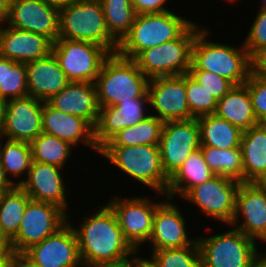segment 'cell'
Masks as SVG:
<instances>
[{
  "label": "cell",
  "mask_w": 266,
  "mask_h": 267,
  "mask_svg": "<svg viewBox=\"0 0 266 267\" xmlns=\"http://www.w3.org/2000/svg\"><path fill=\"white\" fill-rule=\"evenodd\" d=\"M79 227H73L83 267L116 262L135 250L125 240L111 207L99 206L95 214L86 215Z\"/></svg>",
  "instance_id": "1"
},
{
  "label": "cell",
  "mask_w": 266,
  "mask_h": 267,
  "mask_svg": "<svg viewBox=\"0 0 266 267\" xmlns=\"http://www.w3.org/2000/svg\"><path fill=\"white\" fill-rule=\"evenodd\" d=\"M149 79L133 59L111 53L103 62L95 81L99 107L117 106L132 98H149Z\"/></svg>",
  "instance_id": "2"
},
{
  "label": "cell",
  "mask_w": 266,
  "mask_h": 267,
  "mask_svg": "<svg viewBox=\"0 0 266 267\" xmlns=\"http://www.w3.org/2000/svg\"><path fill=\"white\" fill-rule=\"evenodd\" d=\"M209 31L202 28L192 45L189 71H208L222 76L234 85L245 84L250 75V56L242 44L240 48L229 44L210 42Z\"/></svg>",
  "instance_id": "3"
},
{
  "label": "cell",
  "mask_w": 266,
  "mask_h": 267,
  "mask_svg": "<svg viewBox=\"0 0 266 267\" xmlns=\"http://www.w3.org/2000/svg\"><path fill=\"white\" fill-rule=\"evenodd\" d=\"M193 23L170 10L136 15L130 32L119 43L117 53L134 59L143 50L179 38Z\"/></svg>",
  "instance_id": "4"
},
{
  "label": "cell",
  "mask_w": 266,
  "mask_h": 267,
  "mask_svg": "<svg viewBox=\"0 0 266 267\" xmlns=\"http://www.w3.org/2000/svg\"><path fill=\"white\" fill-rule=\"evenodd\" d=\"M87 41L117 53L119 43L107 30L104 11L99 0H77L59 10V37Z\"/></svg>",
  "instance_id": "5"
},
{
  "label": "cell",
  "mask_w": 266,
  "mask_h": 267,
  "mask_svg": "<svg viewBox=\"0 0 266 267\" xmlns=\"http://www.w3.org/2000/svg\"><path fill=\"white\" fill-rule=\"evenodd\" d=\"M99 154L158 196L166 195L169 178L162 168L159 145L102 146Z\"/></svg>",
  "instance_id": "6"
},
{
  "label": "cell",
  "mask_w": 266,
  "mask_h": 267,
  "mask_svg": "<svg viewBox=\"0 0 266 267\" xmlns=\"http://www.w3.org/2000/svg\"><path fill=\"white\" fill-rule=\"evenodd\" d=\"M201 29L194 22L179 38L143 50L133 60L148 79L186 74L191 67L192 45Z\"/></svg>",
  "instance_id": "7"
},
{
  "label": "cell",
  "mask_w": 266,
  "mask_h": 267,
  "mask_svg": "<svg viewBox=\"0 0 266 267\" xmlns=\"http://www.w3.org/2000/svg\"><path fill=\"white\" fill-rule=\"evenodd\" d=\"M196 239L202 267H252L260 253L256 241L235 228Z\"/></svg>",
  "instance_id": "8"
},
{
  "label": "cell",
  "mask_w": 266,
  "mask_h": 267,
  "mask_svg": "<svg viewBox=\"0 0 266 267\" xmlns=\"http://www.w3.org/2000/svg\"><path fill=\"white\" fill-rule=\"evenodd\" d=\"M52 53L71 82H93L110 53L102 46L79 40L58 38Z\"/></svg>",
  "instance_id": "9"
},
{
  "label": "cell",
  "mask_w": 266,
  "mask_h": 267,
  "mask_svg": "<svg viewBox=\"0 0 266 267\" xmlns=\"http://www.w3.org/2000/svg\"><path fill=\"white\" fill-rule=\"evenodd\" d=\"M68 221V215L58 206L30 200L17 234L10 240L12 253H24L34 244L54 234Z\"/></svg>",
  "instance_id": "10"
},
{
  "label": "cell",
  "mask_w": 266,
  "mask_h": 267,
  "mask_svg": "<svg viewBox=\"0 0 266 267\" xmlns=\"http://www.w3.org/2000/svg\"><path fill=\"white\" fill-rule=\"evenodd\" d=\"M162 202L139 196L126 199L114 197L107 203L116 215L125 240L135 251H140L144 242L148 243L156 208Z\"/></svg>",
  "instance_id": "11"
},
{
  "label": "cell",
  "mask_w": 266,
  "mask_h": 267,
  "mask_svg": "<svg viewBox=\"0 0 266 267\" xmlns=\"http://www.w3.org/2000/svg\"><path fill=\"white\" fill-rule=\"evenodd\" d=\"M239 186L240 182L235 179L215 175L209 181L192 187L182 198L195 203L207 216L230 226Z\"/></svg>",
  "instance_id": "12"
},
{
  "label": "cell",
  "mask_w": 266,
  "mask_h": 267,
  "mask_svg": "<svg viewBox=\"0 0 266 267\" xmlns=\"http://www.w3.org/2000/svg\"><path fill=\"white\" fill-rule=\"evenodd\" d=\"M200 146L197 118L164 122L159 149L165 175L170 179L184 160Z\"/></svg>",
  "instance_id": "13"
},
{
  "label": "cell",
  "mask_w": 266,
  "mask_h": 267,
  "mask_svg": "<svg viewBox=\"0 0 266 267\" xmlns=\"http://www.w3.org/2000/svg\"><path fill=\"white\" fill-rule=\"evenodd\" d=\"M23 254L39 267H83L73 223L69 221Z\"/></svg>",
  "instance_id": "14"
},
{
  "label": "cell",
  "mask_w": 266,
  "mask_h": 267,
  "mask_svg": "<svg viewBox=\"0 0 266 267\" xmlns=\"http://www.w3.org/2000/svg\"><path fill=\"white\" fill-rule=\"evenodd\" d=\"M149 106L163 122L190 120L185 89V74L178 76L156 77L148 83Z\"/></svg>",
  "instance_id": "15"
},
{
  "label": "cell",
  "mask_w": 266,
  "mask_h": 267,
  "mask_svg": "<svg viewBox=\"0 0 266 267\" xmlns=\"http://www.w3.org/2000/svg\"><path fill=\"white\" fill-rule=\"evenodd\" d=\"M230 225L255 241L266 235V189L259 182H240Z\"/></svg>",
  "instance_id": "16"
},
{
  "label": "cell",
  "mask_w": 266,
  "mask_h": 267,
  "mask_svg": "<svg viewBox=\"0 0 266 267\" xmlns=\"http://www.w3.org/2000/svg\"><path fill=\"white\" fill-rule=\"evenodd\" d=\"M64 169L50 165L32 161L26 179L16 182V186H20L24 192L35 201L51 203L61 208L69 218L67 208L69 203L66 198V184L62 176Z\"/></svg>",
  "instance_id": "17"
},
{
  "label": "cell",
  "mask_w": 266,
  "mask_h": 267,
  "mask_svg": "<svg viewBox=\"0 0 266 267\" xmlns=\"http://www.w3.org/2000/svg\"><path fill=\"white\" fill-rule=\"evenodd\" d=\"M7 24L43 35L54 43L59 37V10L42 0H15L8 12Z\"/></svg>",
  "instance_id": "18"
},
{
  "label": "cell",
  "mask_w": 266,
  "mask_h": 267,
  "mask_svg": "<svg viewBox=\"0 0 266 267\" xmlns=\"http://www.w3.org/2000/svg\"><path fill=\"white\" fill-rule=\"evenodd\" d=\"M42 110L43 101L32 96L8 100L3 138L31 143L42 133Z\"/></svg>",
  "instance_id": "19"
},
{
  "label": "cell",
  "mask_w": 266,
  "mask_h": 267,
  "mask_svg": "<svg viewBox=\"0 0 266 267\" xmlns=\"http://www.w3.org/2000/svg\"><path fill=\"white\" fill-rule=\"evenodd\" d=\"M156 208L153 219V230L148 243L152 251L161 249L182 248L192 245L197 239L188 237L186 218L178 206L167 198Z\"/></svg>",
  "instance_id": "20"
},
{
  "label": "cell",
  "mask_w": 266,
  "mask_h": 267,
  "mask_svg": "<svg viewBox=\"0 0 266 267\" xmlns=\"http://www.w3.org/2000/svg\"><path fill=\"white\" fill-rule=\"evenodd\" d=\"M149 98H132L117 106L99 107V118L94 127V138L100 149L122 129L135 126L150 114H146L145 104Z\"/></svg>",
  "instance_id": "21"
},
{
  "label": "cell",
  "mask_w": 266,
  "mask_h": 267,
  "mask_svg": "<svg viewBox=\"0 0 266 267\" xmlns=\"http://www.w3.org/2000/svg\"><path fill=\"white\" fill-rule=\"evenodd\" d=\"M42 132L65 140L72 146L84 143L99 153L100 149L94 138V127L87 120L58 111L47 102H43Z\"/></svg>",
  "instance_id": "22"
},
{
  "label": "cell",
  "mask_w": 266,
  "mask_h": 267,
  "mask_svg": "<svg viewBox=\"0 0 266 267\" xmlns=\"http://www.w3.org/2000/svg\"><path fill=\"white\" fill-rule=\"evenodd\" d=\"M53 43L43 35L16 29L0 28V56L19 63H27L47 57Z\"/></svg>",
  "instance_id": "23"
},
{
  "label": "cell",
  "mask_w": 266,
  "mask_h": 267,
  "mask_svg": "<svg viewBox=\"0 0 266 267\" xmlns=\"http://www.w3.org/2000/svg\"><path fill=\"white\" fill-rule=\"evenodd\" d=\"M46 102L58 111L87 120L93 127L99 118L97 89L93 82H70Z\"/></svg>",
  "instance_id": "24"
},
{
  "label": "cell",
  "mask_w": 266,
  "mask_h": 267,
  "mask_svg": "<svg viewBox=\"0 0 266 267\" xmlns=\"http://www.w3.org/2000/svg\"><path fill=\"white\" fill-rule=\"evenodd\" d=\"M28 96L43 102L59 93L71 81L51 52L47 57L25 63Z\"/></svg>",
  "instance_id": "25"
},
{
  "label": "cell",
  "mask_w": 266,
  "mask_h": 267,
  "mask_svg": "<svg viewBox=\"0 0 266 267\" xmlns=\"http://www.w3.org/2000/svg\"><path fill=\"white\" fill-rule=\"evenodd\" d=\"M243 182H260L266 176V128L257 124L242 133Z\"/></svg>",
  "instance_id": "26"
},
{
  "label": "cell",
  "mask_w": 266,
  "mask_h": 267,
  "mask_svg": "<svg viewBox=\"0 0 266 267\" xmlns=\"http://www.w3.org/2000/svg\"><path fill=\"white\" fill-rule=\"evenodd\" d=\"M241 131H246L259 124L252 107L246 84L235 85L218 102L215 112Z\"/></svg>",
  "instance_id": "27"
},
{
  "label": "cell",
  "mask_w": 266,
  "mask_h": 267,
  "mask_svg": "<svg viewBox=\"0 0 266 267\" xmlns=\"http://www.w3.org/2000/svg\"><path fill=\"white\" fill-rule=\"evenodd\" d=\"M215 174L205 162L201 148L193 151L169 179L167 198L183 197L192 187L209 181Z\"/></svg>",
  "instance_id": "28"
},
{
  "label": "cell",
  "mask_w": 266,
  "mask_h": 267,
  "mask_svg": "<svg viewBox=\"0 0 266 267\" xmlns=\"http://www.w3.org/2000/svg\"><path fill=\"white\" fill-rule=\"evenodd\" d=\"M200 128L201 146H210L219 149L240 147L242 133L215 113L197 118Z\"/></svg>",
  "instance_id": "29"
},
{
  "label": "cell",
  "mask_w": 266,
  "mask_h": 267,
  "mask_svg": "<svg viewBox=\"0 0 266 267\" xmlns=\"http://www.w3.org/2000/svg\"><path fill=\"white\" fill-rule=\"evenodd\" d=\"M31 198L20 186L0 195V228L10 241L18 232L27 203Z\"/></svg>",
  "instance_id": "30"
},
{
  "label": "cell",
  "mask_w": 266,
  "mask_h": 267,
  "mask_svg": "<svg viewBox=\"0 0 266 267\" xmlns=\"http://www.w3.org/2000/svg\"><path fill=\"white\" fill-rule=\"evenodd\" d=\"M164 122L153 114L119 131L103 146L159 145Z\"/></svg>",
  "instance_id": "31"
},
{
  "label": "cell",
  "mask_w": 266,
  "mask_h": 267,
  "mask_svg": "<svg viewBox=\"0 0 266 267\" xmlns=\"http://www.w3.org/2000/svg\"><path fill=\"white\" fill-rule=\"evenodd\" d=\"M205 162L210 170L219 176H225L243 182V161L241 147L219 149L200 146Z\"/></svg>",
  "instance_id": "32"
},
{
  "label": "cell",
  "mask_w": 266,
  "mask_h": 267,
  "mask_svg": "<svg viewBox=\"0 0 266 267\" xmlns=\"http://www.w3.org/2000/svg\"><path fill=\"white\" fill-rule=\"evenodd\" d=\"M110 35L120 43L130 32L136 12L131 0H99Z\"/></svg>",
  "instance_id": "33"
},
{
  "label": "cell",
  "mask_w": 266,
  "mask_h": 267,
  "mask_svg": "<svg viewBox=\"0 0 266 267\" xmlns=\"http://www.w3.org/2000/svg\"><path fill=\"white\" fill-rule=\"evenodd\" d=\"M32 161L65 168L67 159L73 153L72 145L53 135L42 132L31 143Z\"/></svg>",
  "instance_id": "34"
},
{
  "label": "cell",
  "mask_w": 266,
  "mask_h": 267,
  "mask_svg": "<svg viewBox=\"0 0 266 267\" xmlns=\"http://www.w3.org/2000/svg\"><path fill=\"white\" fill-rule=\"evenodd\" d=\"M5 140L0 147V162L5 175L16 186V180L10 179L11 175L15 178L27 175L32 162L31 145L24 141Z\"/></svg>",
  "instance_id": "35"
},
{
  "label": "cell",
  "mask_w": 266,
  "mask_h": 267,
  "mask_svg": "<svg viewBox=\"0 0 266 267\" xmlns=\"http://www.w3.org/2000/svg\"><path fill=\"white\" fill-rule=\"evenodd\" d=\"M28 96L25 63L0 56V97L5 100Z\"/></svg>",
  "instance_id": "36"
},
{
  "label": "cell",
  "mask_w": 266,
  "mask_h": 267,
  "mask_svg": "<svg viewBox=\"0 0 266 267\" xmlns=\"http://www.w3.org/2000/svg\"><path fill=\"white\" fill-rule=\"evenodd\" d=\"M151 255L160 267H202L197 240L190 246L156 250Z\"/></svg>",
  "instance_id": "37"
},
{
  "label": "cell",
  "mask_w": 266,
  "mask_h": 267,
  "mask_svg": "<svg viewBox=\"0 0 266 267\" xmlns=\"http://www.w3.org/2000/svg\"><path fill=\"white\" fill-rule=\"evenodd\" d=\"M185 89L190 114L194 118L216 112L218 101L188 73L185 74Z\"/></svg>",
  "instance_id": "38"
},
{
  "label": "cell",
  "mask_w": 266,
  "mask_h": 267,
  "mask_svg": "<svg viewBox=\"0 0 266 267\" xmlns=\"http://www.w3.org/2000/svg\"><path fill=\"white\" fill-rule=\"evenodd\" d=\"M188 74L219 101L235 85L228 79L208 71H189Z\"/></svg>",
  "instance_id": "39"
},
{
  "label": "cell",
  "mask_w": 266,
  "mask_h": 267,
  "mask_svg": "<svg viewBox=\"0 0 266 267\" xmlns=\"http://www.w3.org/2000/svg\"><path fill=\"white\" fill-rule=\"evenodd\" d=\"M245 84L249 90L254 115L260 123L266 118V77L250 73Z\"/></svg>",
  "instance_id": "40"
},
{
  "label": "cell",
  "mask_w": 266,
  "mask_h": 267,
  "mask_svg": "<svg viewBox=\"0 0 266 267\" xmlns=\"http://www.w3.org/2000/svg\"><path fill=\"white\" fill-rule=\"evenodd\" d=\"M243 45L251 56L257 49L266 46V8H260Z\"/></svg>",
  "instance_id": "41"
},
{
  "label": "cell",
  "mask_w": 266,
  "mask_h": 267,
  "mask_svg": "<svg viewBox=\"0 0 266 267\" xmlns=\"http://www.w3.org/2000/svg\"><path fill=\"white\" fill-rule=\"evenodd\" d=\"M131 2L136 15L169 11L164 5L167 0H131Z\"/></svg>",
  "instance_id": "42"
},
{
  "label": "cell",
  "mask_w": 266,
  "mask_h": 267,
  "mask_svg": "<svg viewBox=\"0 0 266 267\" xmlns=\"http://www.w3.org/2000/svg\"><path fill=\"white\" fill-rule=\"evenodd\" d=\"M250 73L266 77V46L257 49L250 56Z\"/></svg>",
  "instance_id": "43"
},
{
  "label": "cell",
  "mask_w": 266,
  "mask_h": 267,
  "mask_svg": "<svg viewBox=\"0 0 266 267\" xmlns=\"http://www.w3.org/2000/svg\"><path fill=\"white\" fill-rule=\"evenodd\" d=\"M135 255H136V251L132 255L122 260H119L116 262L97 264V265L88 266V267H136V256Z\"/></svg>",
  "instance_id": "44"
},
{
  "label": "cell",
  "mask_w": 266,
  "mask_h": 267,
  "mask_svg": "<svg viewBox=\"0 0 266 267\" xmlns=\"http://www.w3.org/2000/svg\"><path fill=\"white\" fill-rule=\"evenodd\" d=\"M10 262L13 267H39L29 260L23 253H12Z\"/></svg>",
  "instance_id": "45"
},
{
  "label": "cell",
  "mask_w": 266,
  "mask_h": 267,
  "mask_svg": "<svg viewBox=\"0 0 266 267\" xmlns=\"http://www.w3.org/2000/svg\"><path fill=\"white\" fill-rule=\"evenodd\" d=\"M14 186L15 185L11 181H9V179L5 175L4 168L0 162V192L12 189Z\"/></svg>",
  "instance_id": "46"
},
{
  "label": "cell",
  "mask_w": 266,
  "mask_h": 267,
  "mask_svg": "<svg viewBox=\"0 0 266 267\" xmlns=\"http://www.w3.org/2000/svg\"><path fill=\"white\" fill-rule=\"evenodd\" d=\"M138 253L140 254L139 251H136V267H160L152 257L149 260L138 256Z\"/></svg>",
  "instance_id": "47"
},
{
  "label": "cell",
  "mask_w": 266,
  "mask_h": 267,
  "mask_svg": "<svg viewBox=\"0 0 266 267\" xmlns=\"http://www.w3.org/2000/svg\"><path fill=\"white\" fill-rule=\"evenodd\" d=\"M47 5H50L51 7L56 8L57 10H61L68 6L69 4H72L73 2H76L77 0H42Z\"/></svg>",
  "instance_id": "48"
},
{
  "label": "cell",
  "mask_w": 266,
  "mask_h": 267,
  "mask_svg": "<svg viewBox=\"0 0 266 267\" xmlns=\"http://www.w3.org/2000/svg\"><path fill=\"white\" fill-rule=\"evenodd\" d=\"M6 107H7V100L0 97V134H2V130H3Z\"/></svg>",
  "instance_id": "49"
},
{
  "label": "cell",
  "mask_w": 266,
  "mask_h": 267,
  "mask_svg": "<svg viewBox=\"0 0 266 267\" xmlns=\"http://www.w3.org/2000/svg\"><path fill=\"white\" fill-rule=\"evenodd\" d=\"M12 250H0V267H5L10 262Z\"/></svg>",
  "instance_id": "50"
},
{
  "label": "cell",
  "mask_w": 266,
  "mask_h": 267,
  "mask_svg": "<svg viewBox=\"0 0 266 267\" xmlns=\"http://www.w3.org/2000/svg\"><path fill=\"white\" fill-rule=\"evenodd\" d=\"M252 267H266V253H259L254 259Z\"/></svg>",
  "instance_id": "51"
},
{
  "label": "cell",
  "mask_w": 266,
  "mask_h": 267,
  "mask_svg": "<svg viewBox=\"0 0 266 267\" xmlns=\"http://www.w3.org/2000/svg\"><path fill=\"white\" fill-rule=\"evenodd\" d=\"M0 250H12L10 246V241L2 233L0 228Z\"/></svg>",
  "instance_id": "52"
},
{
  "label": "cell",
  "mask_w": 266,
  "mask_h": 267,
  "mask_svg": "<svg viewBox=\"0 0 266 267\" xmlns=\"http://www.w3.org/2000/svg\"><path fill=\"white\" fill-rule=\"evenodd\" d=\"M7 22H8V12L2 6H0V28L3 27L2 24L7 25Z\"/></svg>",
  "instance_id": "53"
},
{
  "label": "cell",
  "mask_w": 266,
  "mask_h": 267,
  "mask_svg": "<svg viewBox=\"0 0 266 267\" xmlns=\"http://www.w3.org/2000/svg\"><path fill=\"white\" fill-rule=\"evenodd\" d=\"M15 0H0V6H2L7 12H9L11 5Z\"/></svg>",
  "instance_id": "54"
},
{
  "label": "cell",
  "mask_w": 266,
  "mask_h": 267,
  "mask_svg": "<svg viewBox=\"0 0 266 267\" xmlns=\"http://www.w3.org/2000/svg\"><path fill=\"white\" fill-rule=\"evenodd\" d=\"M259 183L266 189V176Z\"/></svg>",
  "instance_id": "55"
},
{
  "label": "cell",
  "mask_w": 266,
  "mask_h": 267,
  "mask_svg": "<svg viewBox=\"0 0 266 267\" xmlns=\"http://www.w3.org/2000/svg\"><path fill=\"white\" fill-rule=\"evenodd\" d=\"M262 4V6H260V7H262V8H266V0H263L262 2H261Z\"/></svg>",
  "instance_id": "56"
},
{
  "label": "cell",
  "mask_w": 266,
  "mask_h": 267,
  "mask_svg": "<svg viewBox=\"0 0 266 267\" xmlns=\"http://www.w3.org/2000/svg\"><path fill=\"white\" fill-rule=\"evenodd\" d=\"M266 128V118L260 122Z\"/></svg>",
  "instance_id": "57"
},
{
  "label": "cell",
  "mask_w": 266,
  "mask_h": 267,
  "mask_svg": "<svg viewBox=\"0 0 266 267\" xmlns=\"http://www.w3.org/2000/svg\"><path fill=\"white\" fill-rule=\"evenodd\" d=\"M261 241L266 244V235L261 239Z\"/></svg>",
  "instance_id": "58"
},
{
  "label": "cell",
  "mask_w": 266,
  "mask_h": 267,
  "mask_svg": "<svg viewBox=\"0 0 266 267\" xmlns=\"http://www.w3.org/2000/svg\"><path fill=\"white\" fill-rule=\"evenodd\" d=\"M5 267H13V265L11 262H9Z\"/></svg>",
  "instance_id": "59"
},
{
  "label": "cell",
  "mask_w": 266,
  "mask_h": 267,
  "mask_svg": "<svg viewBox=\"0 0 266 267\" xmlns=\"http://www.w3.org/2000/svg\"><path fill=\"white\" fill-rule=\"evenodd\" d=\"M2 137H4V136L2 134H0V147H1V144H2V142H1Z\"/></svg>",
  "instance_id": "60"
},
{
  "label": "cell",
  "mask_w": 266,
  "mask_h": 267,
  "mask_svg": "<svg viewBox=\"0 0 266 267\" xmlns=\"http://www.w3.org/2000/svg\"><path fill=\"white\" fill-rule=\"evenodd\" d=\"M226 1H229L230 3H234V1H238V0H226Z\"/></svg>",
  "instance_id": "61"
}]
</instances>
